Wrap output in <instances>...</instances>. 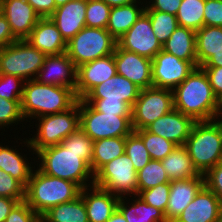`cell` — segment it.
<instances>
[{
  "label": "cell",
  "instance_id": "cell-13",
  "mask_svg": "<svg viewBox=\"0 0 222 222\" xmlns=\"http://www.w3.org/2000/svg\"><path fill=\"white\" fill-rule=\"evenodd\" d=\"M117 46L151 60L163 49V45L152 30L151 20L145 12H143L132 27L117 40Z\"/></svg>",
  "mask_w": 222,
  "mask_h": 222
},
{
  "label": "cell",
  "instance_id": "cell-31",
  "mask_svg": "<svg viewBox=\"0 0 222 222\" xmlns=\"http://www.w3.org/2000/svg\"><path fill=\"white\" fill-rule=\"evenodd\" d=\"M42 222H88L85 203L80 195L75 200L50 208L41 216Z\"/></svg>",
  "mask_w": 222,
  "mask_h": 222
},
{
  "label": "cell",
  "instance_id": "cell-49",
  "mask_svg": "<svg viewBox=\"0 0 222 222\" xmlns=\"http://www.w3.org/2000/svg\"><path fill=\"white\" fill-rule=\"evenodd\" d=\"M201 68L206 73L214 94L219 98L222 95V66Z\"/></svg>",
  "mask_w": 222,
  "mask_h": 222
},
{
  "label": "cell",
  "instance_id": "cell-55",
  "mask_svg": "<svg viewBox=\"0 0 222 222\" xmlns=\"http://www.w3.org/2000/svg\"><path fill=\"white\" fill-rule=\"evenodd\" d=\"M107 222H127L123 214L116 209L112 216L107 220Z\"/></svg>",
  "mask_w": 222,
  "mask_h": 222
},
{
  "label": "cell",
  "instance_id": "cell-51",
  "mask_svg": "<svg viewBox=\"0 0 222 222\" xmlns=\"http://www.w3.org/2000/svg\"><path fill=\"white\" fill-rule=\"evenodd\" d=\"M18 39L13 35L5 16L0 12V49L10 45Z\"/></svg>",
  "mask_w": 222,
  "mask_h": 222
},
{
  "label": "cell",
  "instance_id": "cell-21",
  "mask_svg": "<svg viewBox=\"0 0 222 222\" xmlns=\"http://www.w3.org/2000/svg\"><path fill=\"white\" fill-rule=\"evenodd\" d=\"M140 88L133 82L115 74L107 81L92 88L82 99H105V101H124L131 108L138 98Z\"/></svg>",
  "mask_w": 222,
  "mask_h": 222
},
{
  "label": "cell",
  "instance_id": "cell-57",
  "mask_svg": "<svg viewBox=\"0 0 222 222\" xmlns=\"http://www.w3.org/2000/svg\"><path fill=\"white\" fill-rule=\"evenodd\" d=\"M69 1H71V0H54L56 8L59 6L65 5Z\"/></svg>",
  "mask_w": 222,
  "mask_h": 222
},
{
  "label": "cell",
  "instance_id": "cell-24",
  "mask_svg": "<svg viewBox=\"0 0 222 222\" xmlns=\"http://www.w3.org/2000/svg\"><path fill=\"white\" fill-rule=\"evenodd\" d=\"M26 40L45 55L66 52L67 42L50 18H41Z\"/></svg>",
  "mask_w": 222,
  "mask_h": 222
},
{
  "label": "cell",
  "instance_id": "cell-34",
  "mask_svg": "<svg viewBox=\"0 0 222 222\" xmlns=\"http://www.w3.org/2000/svg\"><path fill=\"white\" fill-rule=\"evenodd\" d=\"M170 182L161 160H150L137 172L138 191L155 187L162 183Z\"/></svg>",
  "mask_w": 222,
  "mask_h": 222
},
{
  "label": "cell",
  "instance_id": "cell-36",
  "mask_svg": "<svg viewBox=\"0 0 222 222\" xmlns=\"http://www.w3.org/2000/svg\"><path fill=\"white\" fill-rule=\"evenodd\" d=\"M134 132L143 140L152 160L164 159L176 147L173 142L152 134L146 129L135 130Z\"/></svg>",
  "mask_w": 222,
  "mask_h": 222
},
{
  "label": "cell",
  "instance_id": "cell-18",
  "mask_svg": "<svg viewBox=\"0 0 222 222\" xmlns=\"http://www.w3.org/2000/svg\"><path fill=\"white\" fill-rule=\"evenodd\" d=\"M194 123L195 121L191 117L172 109L169 113L149 124L145 129L173 142L176 146H184Z\"/></svg>",
  "mask_w": 222,
  "mask_h": 222
},
{
  "label": "cell",
  "instance_id": "cell-50",
  "mask_svg": "<svg viewBox=\"0 0 222 222\" xmlns=\"http://www.w3.org/2000/svg\"><path fill=\"white\" fill-rule=\"evenodd\" d=\"M41 18H49L56 9L54 0H26Z\"/></svg>",
  "mask_w": 222,
  "mask_h": 222
},
{
  "label": "cell",
  "instance_id": "cell-28",
  "mask_svg": "<svg viewBox=\"0 0 222 222\" xmlns=\"http://www.w3.org/2000/svg\"><path fill=\"white\" fill-rule=\"evenodd\" d=\"M128 206L127 197H120L117 209L127 222H168L162 210L148 205L139 196ZM125 198V199H124Z\"/></svg>",
  "mask_w": 222,
  "mask_h": 222
},
{
  "label": "cell",
  "instance_id": "cell-52",
  "mask_svg": "<svg viewBox=\"0 0 222 222\" xmlns=\"http://www.w3.org/2000/svg\"><path fill=\"white\" fill-rule=\"evenodd\" d=\"M19 202L17 199L0 196V222H5L9 213Z\"/></svg>",
  "mask_w": 222,
  "mask_h": 222
},
{
  "label": "cell",
  "instance_id": "cell-27",
  "mask_svg": "<svg viewBox=\"0 0 222 222\" xmlns=\"http://www.w3.org/2000/svg\"><path fill=\"white\" fill-rule=\"evenodd\" d=\"M135 2L129 5L111 7L106 29L116 39H120L145 11V7H138Z\"/></svg>",
  "mask_w": 222,
  "mask_h": 222
},
{
  "label": "cell",
  "instance_id": "cell-32",
  "mask_svg": "<svg viewBox=\"0 0 222 222\" xmlns=\"http://www.w3.org/2000/svg\"><path fill=\"white\" fill-rule=\"evenodd\" d=\"M196 56L201 67L215 52L222 48V27L203 26L196 31Z\"/></svg>",
  "mask_w": 222,
  "mask_h": 222
},
{
  "label": "cell",
  "instance_id": "cell-54",
  "mask_svg": "<svg viewBox=\"0 0 222 222\" xmlns=\"http://www.w3.org/2000/svg\"><path fill=\"white\" fill-rule=\"evenodd\" d=\"M104 1L107 5L110 7H118V6H124V5H129L135 2H139L137 0H102Z\"/></svg>",
  "mask_w": 222,
  "mask_h": 222
},
{
  "label": "cell",
  "instance_id": "cell-6",
  "mask_svg": "<svg viewBox=\"0 0 222 222\" xmlns=\"http://www.w3.org/2000/svg\"><path fill=\"white\" fill-rule=\"evenodd\" d=\"M38 119L36 136L33 135V138L23 141L27 144V148L30 147L33 150V154H35L34 151L37 153L44 148L60 144L62 140L79 128V100L64 112L44 115Z\"/></svg>",
  "mask_w": 222,
  "mask_h": 222
},
{
  "label": "cell",
  "instance_id": "cell-26",
  "mask_svg": "<svg viewBox=\"0 0 222 222\" xmlns=\"http://www.w3.org/2000/svg\"><path fill=\"white\" fill-rule=\"evenodd\" d=\"M161 162L170 181L189 179L201 175L195 168L184 146H176Z\"/></svg>",
  "mask_w": 222,
  "mask_h": 222
},
{
  "label": "cell",
  "instance_id": "cell-40",
  "mask_svg": "<svg viewBox=\"0 0 222 222\" xmlns=\"http://www.w3.org/2000/svg\"><path fill=\"white\" fill-rule=\"evenodd\" d=\"M25 81L14 75L0 74V97L21 101Z\"/></svg>",
  "mask_w": 222,
  "mask_h": 222
},
{
  "label": "cell",
  "instance_id": "cell-9",
  "mask_svg": "<svg viewBox=\"0 0 222 222\" xmlns=\"http://www.w3.org/2000/svg\"><path fill=\"white\" fill-rule=\"evenodd\" d=\"M45 57L26 39L17 40L0 49V74L18 76L24 81L35 79Z\"/></svg>",
  "mask_w": 222,
  "mask_h": 222
},
{
  "label": "cell",
  "instance_id": "cell-3",
  "mask_svg": "<svg viewBox=\"0 0 222 222\" xmlns=\"http://www.w3.org/2000/svg\"><path fill=\"white\" fill-rule=\"evenodd\" d=\"M77 97L72 88L42 84L36 79L25 81L21 98V112L25 118H38L71 108Z\"/></svg>",
  "mask_w": 222,
  "mask_h": 222
},
{
  "label": "cell",
  "instance_id": "cell-46",
  "mask_svg": "<svg viewBox=\"0 0 222 222\" xmlns=\"http://www.w3.org/2000/svg\"><path fill=\"white\" fill-rule=\"evenodd\" d=\"M204 26L222 27V0H205Z\"/></svg>",
  "mask_w": 222,
  "mask_h": 222
},
{
  "label": "cell",
  "instance_id": "cell-41",
  "mask_svg": "<svg viewBox=\"0 0 222 222\" xmlns=\"http://www.w3.org/2000/svg\"><path fill=\"white\" fill-rule=\"evenodd\" d=\"M0 196L25 201V186L0 169Z\"/></svg>",
  "mask_w": 222,
  "mask_h": 222
},
{
  "label": "cell",
  "instance_id": "cell-58",
  "mask_svg": "<svg viewBox=\"0 0 222 222\" xmlns=\"http://www.w3.org/2000/svg\"><path fill=\"white\" fill-rule=\"evenodd\" d=\"M220 222H222V211H221V217H220Z\"/></svg>",
  "mask_w": 222,
  "mask_h": 222
},
{
  "label": "cell",
  "instance_id": "cell-25",
  "mask_svg": "<svg viewBox=\"0 0 222 222\" xmlns=\"http://www.w3.org/2000/svg\"><path fill=\"white\" fill-rule=\"evenodd\" d=\"M195 41L196 31L178 25L169 39L163 44V50L181 60L190 61L197 68Z\"/></svg>",
  "mask_w": 222,
  "mask_h": 222
},
{
  "label": "cell",
  "instance_id": "cell-33",
  "mask_svg": "<svg viewBox=\"0 0 222 222\" xmlns=\"http://www.w3.org/2000/svg\"><path fill=\"white\" fill-rule=\"evenodd\" d=\"M205 0H182L176 14L179 26L199 30L204 26Z\"/></svg>",
  "mask_w": 222,
  "mask_h": 222
},
{
  "label": "cell",
  "instance_id": "cell-38",
  "mask_svg": "<svg viewBox=\"0 0 222 222\" xmlns=\"http://www.w3.org/2000/svg\"><path fill=\"white\" fill-rule=\"evenodd\" d=\"M111 7L102 0H87L86 27L106 29Z\"/></svg>",
  "mask_w": 222,
  "mask_h": 222
},
{
  "label": "cell",
  "instance_id": "cell-15",
  "mask_svg": "<svg viewBox=\"0 0 222 222\" xmlns=\"http://www.w3.org/2000/svg\"><path fill=\"white\" fill-rule=\"evenodd\" d=\"M39 83L72 88L77 85V67L66 52L46 55L36 78Z\"/></svg>",
  "mask_w": 222,
  "mask_h": 222
},
{
  "label": "cell",
  "instance_id": "cell-1",
  "mask_svg": "<svg viewBox=\"0 0 222 222\" xmlns=\"http://www.w3.org/2000/svg\"><path fill=\"white\" fill-rule=\"evenodd\" d=\"M172 93L174 109L195 122L217 119L218 98L201 67L195 68Z\"/></svg>",
  "mask_w": 222,
  "mask_h": 222
},
{
  "label": "cell",
  "instance_id": "cell-56",
  "mask_svg": "<svg viewBox=\"0 0 222 222\" xmlns=\"http://www.w3.org/2000/svg\"><path fill=\"white\" fill-rule=\"evenodd\" d=\"M222 119V95L218 98V105H217V119Z\"/></svg>",
  "mask_w": 222,
  "mask_h": 222
},
{
  "label": "cell",
  "instance_id": "cell-44",
  "mask_svg": "<svg viewBox=\"0 0 222 222\" xmlns=\"http://www.w3.org/2000/svg\"><path fill=\"white\" fill-rule=\"evenodd\" d=\"M24 119L21 112V101L7 100L0 97V128L13 125Z\"/></svg>",
  "mask_w": 222,
  "mask_h": 222
},
{
  "label": "cell",
  "instance_id": "cell-45",
  "mask_svg": "<svg viewBox=\"0 0 222 222\" xmlns=\"http://www.w3.org/2000/svg\"><path fill=\"white\" fill-rule=\"evenodd\" d=\"M41 217L25 202H19L9 213L5 222H39Z\"/></svg>",
  "mask_w": 222,
  "mask_h": 222
},
{
  "label": "cell",
  "instance_id": "cell-22",
  "mask_svg": "<svg viewBox=\"0 0 222 222\" xmlns=\"http://www.w3.org/2000/svg\"><path fill=\"white\" fill-rule=\"evenodd\" d=\"M86 8L87 0H71L65 5L57 7L49 17L66 42L86 27Z\"/></svg>",
  "mask_w": 222,
  "mask_h": 222
},
{
  "label": "cell",
  "instance_id": "cell-17",
  "mask_svg": "<svg viewBox=\"0 0 222 222\" xmlns=\"http://www.w3.org/2000/svg\"><path fill=\"white\" fill-rule=\"evenodd\" d=\"M0 12L18 40L26 39L41 19L26 0H0Z\"/></svg>",
  "mask_w": 222,
  "mask_h": 222
},
{
  "label": "cell",
  "instance_id": "cell-4",
  "mask_svg": "<svg viewBox=\"0 0 222 222\" xmlns=\"http://www.w3.org/2000/svg\"><path fill=\"white\" fill-rule=\"evenodd\" d=\"M80 192L76 183L36 169L25 187V202L41 217L50 208L75 200Z\"/></svg>",
  "mask_w": 222,
  "mask_h": 222
},
{
  "label": "cell",
  "instance_id": "cell-8",
  "mask_svg": "<svg viewBox=\"0 0 222 222\" xmlns=\"http://www.w3.org/2000/svg\"><path fill=\"white\" fill-rule=\"evenodd\" d=\"M79 127L93 141L112 137H126L134 130L132 116H116L95 110L83 99H79Z\"/></svg>",
  "mask_w": 222,
  "mask_h": 222
},
{
  "label": "cell",
  "instance_id": "cell-14",
  "mask_svg": "<svg viewBox=\"0 0 222 222\" xmlns=\"http://www.w3.org/2000/svg\"><path fill=\"white\" fill-rule=\"evenodd\" d=\"M114 54L117 74L127 78L140 89L153 87L152 60L116 46Z\"/></svg>",
  "mask_w": 222,
  "mask_h": 222
},
{
  "label": "cell",
  "instance_id": "cell-20",
  "mask_svg": "<svg viewBox=\"0 0 222 222\" xmlns=\"http://www.w3.org/2000/svg\"><path fill=\"white\" fill-rule=\"evenodd\" d=\"M204 186L203 174L189 179L170 181L169 200L164 213L167 221L173 222Z\"/></svg>",
  "mask_w": 222,
  "mask_h": 222
},
{
  "label": "cell",
  "instance_id": "cell-2",
  "mask_svg": "<svg viewBox=\"0 0 222 222\" xmlns=\"http://www.w3.org/2000/svg\"><path fill=\"white\" fill-rule=\"evenodd\" d=\"M35 154L38 160H41L39 164L41 172L69 180L76 183L81 189L91 187L90 184L93 185L94 174L90 169L93 153H74L58 144L44 148ZM87 179H92L91 183H86Z\"/></svg>",
  "mask_w": 222,
  "mask_h": 222
},
{
  "label": "cell",
  "instance_id": "cell-30",
  "mask_svg": "<svg viewBox=\"0 0 222 222\" xmlns=\"http://www.w3.org/2000/svg\"><path fill=\"white\" fill-rule=\"evenodd\" d=\"M17 149L9 148L0 145V169L10 174L13 178L20 181L25 187L28 184L33 167L29 162L27 163L26 157L21 156ZM25 157V158H23Z\"/></svg>",
  "mask_w": 222,
  "mask_h": 222
},
{
  "label": "cell",
  "instance_id": "cell-19",
  "mask_svg": "<svg viewBox=\"0 0 222 222\" xmlns=\"http://www.w3.org/2000/svg\"><path fill=\"white\" fill-rule=\"evenodd\" d=\"M221 211L218 197L204 186L173 222H220Z\"/></svg>",
  "mask_w": 222,
  "mask_h": 222
},
{
  "label": "cell",
  "instance_id": "cell-7",
  "mask_svg": "<svg viewBox=\"0 0 222 222\" xmlns=\"http://www.w3.org/2000/svg\"><path fill=\"white\" fill-rule=\"evenodd\" d=\"M117 40L107 29L84 27L67 42L66 54L76 67L115 52Z\"/></svg>",
  "mask_w": 222,
  "mask_h": 222
},
{
  "label": "cell",
  "instance_id": "cell-47",
  "mask_svg": "<svg viewBox=\"0 0 222 222\" xmlns=\"http://www.w3.org/2000/svg\"><path fill=\"white\" fill-rule=\"evenodd\" d=\"M205 186L212 191L222 205V162L212 167L205 175Z\"/></svg>",
  "mask_w": 222,
  "mask_h": 222
},
{
  "label": "cell",
  "instance_id": "cell-42",
  "mask_svg": "<svg viewBox=\"0 0 222 222\" xmlns=\"http://www.w3.org/2000/svg\"><path fill=\"white\" fill-rule=\"evenodd\" d=\"M74 153H93L94 141L79 127L60 143Z\"/></svg>",
  "mask_w": 222,
  "mask_h": 222
},
{
  "label": "cell",
  "instance_id": "cell-5",
  "mask_svg": "<svg viewBox=\"0 0 222 222\" xmlns=\"http://www.w3.org/2000/svg\"><path fill=\"white\" fill-rule=\"evenodd\" d=\"M184 147L197 171L205 175L222 162V120L195 122Z\"/></svg>",
  "mask_w": 222,
  "mask_h": 222
},
{
  "label": "cell",
  "instance_id": "cell-10",
  "mask_svg": "<svg viewBox=\"0 0 222 222\" xmlns=\"http://www.w3.org/2000/svg\"><path fill=\"white\" fill-rule=\"evenodd\" d=\"M93 185L118 197L136 196L138 192L137 171L132 160L124 153L106 163L94 174Z\"/></svg>",
  "mask_w": 222,
  "mask_h": 222
},
{
  "label": "cell",
  "instance_id": "cell-43",
  "mask_svg": "<svg viewBox=\"0 0 222 222\" xmlns=\"http://www.w3.org/2000/svg\"><path fill=\"white\" fill-rule=\"evenodd\" d=\"M83 100L102 113L116 114V116H132V108L124 101H105V99Z\"/></svg>",
  "mask_w": 222,
  "mask_h": 222
},
{
  "label": "cell",
  "instance_id": "cell-23",
  "mask_svg": "<svg viewBox=\"0 0 222 222\" xmlns=\"http://www.w3.org/2000/svg\"><path fill=\"white\" fill-rule=\"evenodd\" d=\"M88 190V187H85L80 192L85 203L88 222H107L116 211L120 197L95 185L91 186L89 192Z\"/></svg>",
  "mask_w": 222,
  "mask_h": 222
},
{
  "label": "cell",
  "instance_id": "cell-48",
  "mask_svg": "<svg viewBox=\"0 0 222 222\" xmlns=\"http://www.w3.org/2000/svg\"><path fill=\"white\" fill-rule=\"evenodd\" d=\"M151 2V5H150ZM182 0H151L145 10H154L176 15Z\"/></svg>",
  "mask_w": 222,
  "mask_h": 222
},
{
  "label": "cell",
  "instance_id": "cell-39",
  "mask_svg": "<svg viewBox=\"0 0 222 222\" xmlns=\"http://www.w3.org/2000/svg\"><path fill=\"white\" fill-rule=\"evenodd\" d=\"M170 182L159 184L147 190L138 191L139 196L148 205L166 212V207L169 200Z\"/></svg>",
  "mask_w": 222,
  "mask_h": 222
},
{
  "label": "cell",
  "instance_id": "cell-37",
  "mask_svg": "<svg viewBox=\"0 0 222 222\" xmlns=\"http://www.w3.org/2000/svg\"><path fill=\"white\" fill-rule=\"evenodd\" d=\"M125 153L132 160L137 172L151 160L143 140L134 131L126 136Z\"/></svg>",
  "mask_w": 222,
  "mask_h": 222
},
{
  "label": "cell",
  "instance_id": "cell-53",
  "mask_svg": "<svg viewBox=\"0 0 222 222\" xmlns=\"http://www.w3.org/2000/svg\"><path fill=\"white\" fill-rule=\"evenodd\" d=\"M222 66V48L215 52L201 67H221Z\"/></svg>",
  "mask_w": 222,
  "mask_h": 222
},
{
  "label": "cell",
  "instance_id": "cell-29",
  "mask_svg": "<svg viewBox=\"0 0 222 222\" xmlns=\"http://www.w3.org/2000/svg\"><path fill=\"white\" fill-rule=\"evenodd\" d=\"M126 137L104 138L94 141L90 169L95 174L103 165L125 153Z\"/></svg>",
  "mask_w": 222,
  "mask_h": 222
},
{
  "label": "cell",
  "instance_id": "cell-16",
  "mask_svg": "<svg viewBox=\"0 0 222 222\" xmlns=\"http://www.w3.org/2000/svg\"><path fill=\"white\" fill-rule=\"evenodd\" d=\"M117 73L114 54L101 57L77 67L75 95L82 99L92 88L107 81Z\"/></svg>",
  "mask_w": 222,
  "mask_h": 222
},
{
  "label": "cell",
  "instance_id": "cell-11",
  "mask_svg": "<svg viewBox=\"0 0 222 222\" xmlns=\"http://www.w3.org/2000/svg\"><path fill=\"white\" fill-rule=\"evenodd\" d=\"M172 109H174L172 90L155 87L141 89L132 107L133 130L145 129Z\"/></svg>",
  "mask_w": 222,
  "mask_h": 222
},
{
  "label": "cell",
  "instance_id": "cell-12",
  "mask_svg": "<svg viewBox=\"0 0 222 222\" xmlns=\"http://www.w3.org/2000/svg\"><path fill=\"white\" fill-rule=\"evenodd\" d=\"M195 68L190 61L181 60L162 49L152 59L153 87L173 90Z\"/></svg>",
  "mask_w": 222,
  "mask_h": 222
},
{
  "label": "cell",
  "instance_id": "cell-35",
  "mask_svg": "<svg viewBox=\"0 0 222 222\" xmlns=\"http://www.w3.org/2000/svg\"><path fill=\"white\" fill-rule=\"evenodd\" d=\"M151 20L152 30L163 45L178 27L176 15L154 10L144 11Z\"/></svg>",
  "mask_w": 222,
  "mask_h": 222
}]
</instances>
